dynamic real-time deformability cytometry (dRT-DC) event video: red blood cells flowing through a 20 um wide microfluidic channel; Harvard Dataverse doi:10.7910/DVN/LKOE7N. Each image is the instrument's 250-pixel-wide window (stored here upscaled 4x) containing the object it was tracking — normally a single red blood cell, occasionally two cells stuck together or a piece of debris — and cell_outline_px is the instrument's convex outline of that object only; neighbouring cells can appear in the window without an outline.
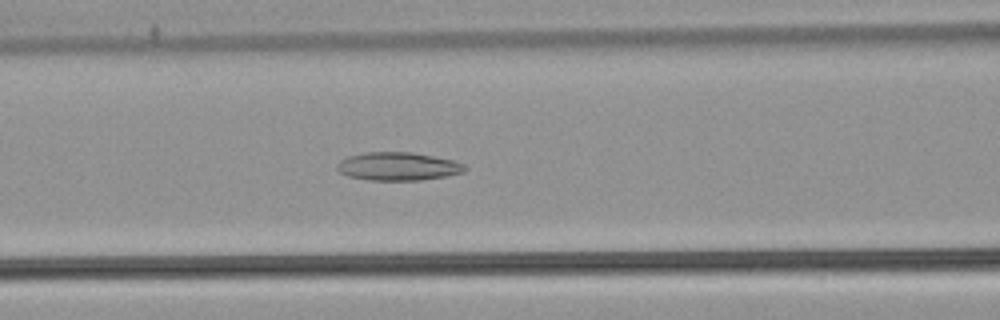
{"species": "common noctule bat (a hibernating species)", "species_latin": "Nyctalus noctula", "temperature_condition": "warm", "stored_images_in_passage": 39, "camera_frame_rate_fps": 3000, "um_per_image_px": 0.085, "animal": {"sex": "male", "body_mass_g": 21.5, "forearm_length_mm": 52.0}, "frame": {"image": 1, "passage_image": 12, "time_ms": 3.667, "image_size_px": [1000, 320], "cell_outline_px": [[468, 168], [464, 172], [448, 176], [420, 180], [368, 180], [348, 176], [340, 172], [336, 168], [340, 160], [348, 156], [368, 152], [412, 152], [452, 160], [464, 164]], "centroid_in_image_um": [33.85, 14.14], "position_along_channel_um": 132.8, "area_um2": 20.98}}
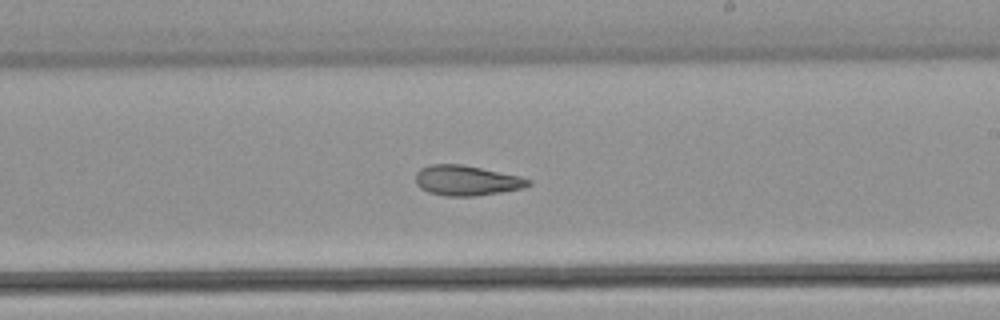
{"frame": {"image": 2, "passage_image": 21, "time_ms": 6.667, "image_size_px": [1000, 320], "cell_outline_px": [[532, 184], [524, 188], [476, 196], [444, 196], [428, 192], [420, 188], [416, 184], [416, 172], [420, 168], [432, 164], [460, 164], [520, 176], [532, 180]], "centroid_in_image_um": [39.66, 15.35], "position_along_channel_um": 249.3, "area_um2": 19.83}}
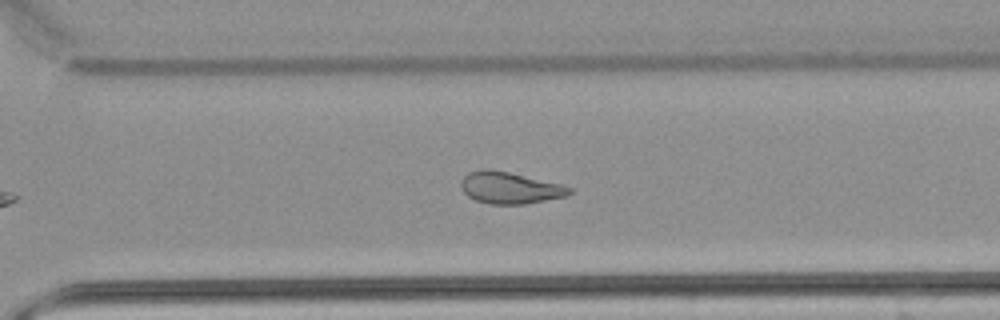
{"frame": {"image": 3, "passage_image": 27, "time_ms": 8.667, "image_size_px": [1000, 320], "cell_outline_px": [[572, 192], [568, 196], [524, 204], [488, 204], [476, 200], [468, 196], [464, 192], [460, 184], [464, 176], [468, 172], [484, 168], [488, 168], [508, 172], [560, 184], [572, 188]], "centroid_in_image_um": [43.32, 15.96], "position_along_channel_um": 327.3, "area_um2": 19.94}, "authors_computed_cell_mechanics": {"area_um2": 21.097, "velocity_mm_per_s": 3.8955, "shape_relaxation_time_tau1_ms": null, "shape_relaxation_time_tau2_ms": 3.2281, "deformation_change_tau1": null, "deformation_change_tau2": 0.1111}}